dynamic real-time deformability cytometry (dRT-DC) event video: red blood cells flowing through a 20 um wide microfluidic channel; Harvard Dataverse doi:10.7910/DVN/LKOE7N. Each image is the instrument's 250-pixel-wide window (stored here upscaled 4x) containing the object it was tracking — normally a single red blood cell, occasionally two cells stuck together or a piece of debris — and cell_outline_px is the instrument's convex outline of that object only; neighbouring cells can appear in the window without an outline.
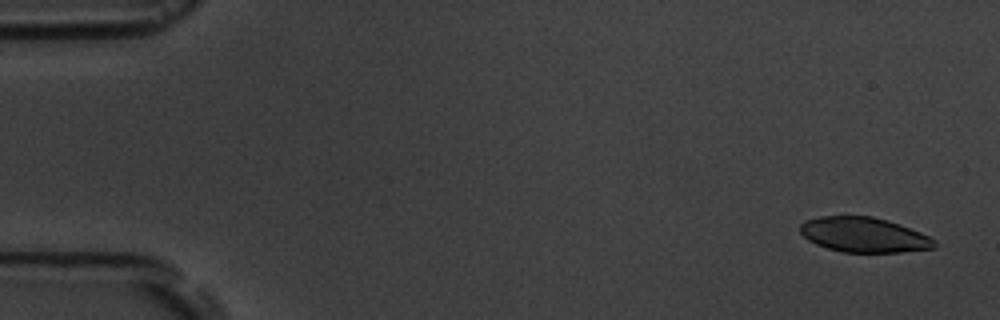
{"species": "common noctule bat (a hibernating species)", "species_latin": "Nyctalus noctula", "temperature_condition": "room temperature", "stored_images_in_passage": 4, "camera_frame_rate_fps": 3000, "um_per_image_px": 0.085, "animal": {"sex": "male", "body_mass_g": 19.5, "forearm_length_mm": 54.6}, "frame": {"image": 1, "passage_image": 1, "time_ms": 0.0, "image_size_px": [1000, 320], "cell_outline_px": [[936, 248], [900, 252], [844, 252], [828, 248], [816, 244], [808, 240], [800, 232], [800, 224], [804, 220], [820, 216], [872, 216], [888, 220], [900, 224], [920, 232], [936, 240]], "centroid_in_image_um": [73.43, 19.95], "position_along_channel_um": 11.6, "area_um2": 27.4}}
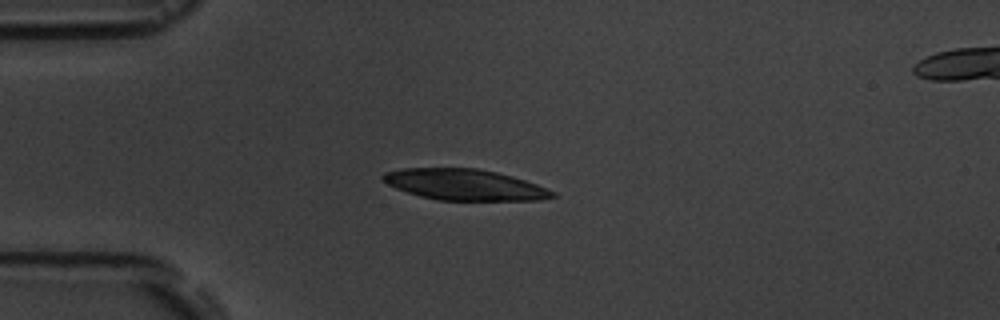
{"frame": {"image": 2, "passage_image": 4, "time_ms": 4.0, "image_size_px": [1000, 320], "cell_outline_px": [[556, 196], [540, 200], [436, 200], [420, 196], [396, 188], [388, 184], [380, 176], [384, 172], [404, 168], [476, 168], [496, 172], [512, 176], [536, 184], [556, 192]], "centroid_in_image_um": [39.49, 15.7], "position_along_channel_um": 45.5, "area_um2": 30.46}}